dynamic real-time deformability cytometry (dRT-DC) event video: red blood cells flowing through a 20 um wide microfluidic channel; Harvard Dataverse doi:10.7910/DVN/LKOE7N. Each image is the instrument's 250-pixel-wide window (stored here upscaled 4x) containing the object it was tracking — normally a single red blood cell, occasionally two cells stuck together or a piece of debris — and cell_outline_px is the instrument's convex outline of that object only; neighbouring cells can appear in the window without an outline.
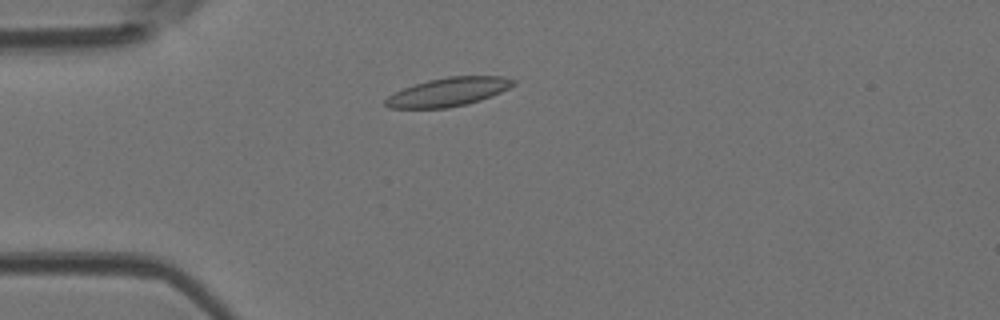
{"species": "Egyptian fruit bat (a non-hibernating species)", "species_latin": "Rousettus aegyptiacus", "temperature_condition": "room temperature", "stored_images_in_passage": 1, "camera_frame_rate_fps": 3000, "um_per_image_px": 0.085, "animal": {"sex": "female"}, "frame": {"image": 1, "passage_image": 1, "time_ms": 0.0, "image_size_px": [1000, 320], "cell_outline_px": [[516, 84], [500, 92], [480, 100], [448, 108], [388, 108], [384, 104], [384, 100], [388, 96], [404, 88], [428, 80], [448, 76], [504, 76], [516, 80]], "centroid_in_image_um": [38.11, 7.81], "position_along_channel_um": 46.9, "area_um2": 21.15}}